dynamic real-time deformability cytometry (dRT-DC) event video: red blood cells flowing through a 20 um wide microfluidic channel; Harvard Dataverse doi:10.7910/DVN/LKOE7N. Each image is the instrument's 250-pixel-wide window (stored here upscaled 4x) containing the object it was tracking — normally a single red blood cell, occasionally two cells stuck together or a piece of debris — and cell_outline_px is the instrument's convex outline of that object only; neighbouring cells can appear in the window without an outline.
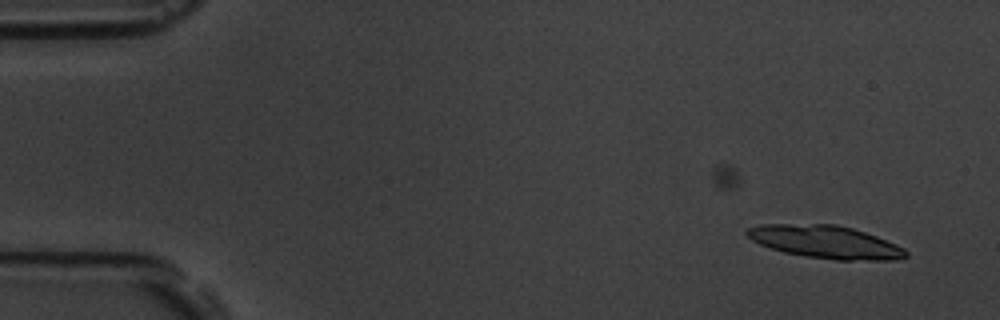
{"species": "common noctule bat (a hibernating species)", "species_latin": "Nyctalus noctula", "temperature_condition": "room temperature", "stored_images_in_passage": 12, "camera_frame_rate_fps": 3000, "um_per_image_px": 0.085, "animal": {"sex": "male", "body_mass_g": 19.5, "forearm_length_mm": 54.6}, "frame": {"image": 1, "passage_image": 3, "time_ms": 0.667, "image_size_px": [1000, 320], "cell_outline_px": [[908, 256], [896, 260], [836, 260], [804, 256], [784, 252], [760, 244], [752, 240], [744, 232], [748, 228], [760, 224], [836, 224], [852, 228], [876, 236], [896, 244], [904, 248], [908, 252]], "centroid_in_image_um": [70.18, 20.56], "position_along_channel_um": 14.8, "area_um2": 30.35}}